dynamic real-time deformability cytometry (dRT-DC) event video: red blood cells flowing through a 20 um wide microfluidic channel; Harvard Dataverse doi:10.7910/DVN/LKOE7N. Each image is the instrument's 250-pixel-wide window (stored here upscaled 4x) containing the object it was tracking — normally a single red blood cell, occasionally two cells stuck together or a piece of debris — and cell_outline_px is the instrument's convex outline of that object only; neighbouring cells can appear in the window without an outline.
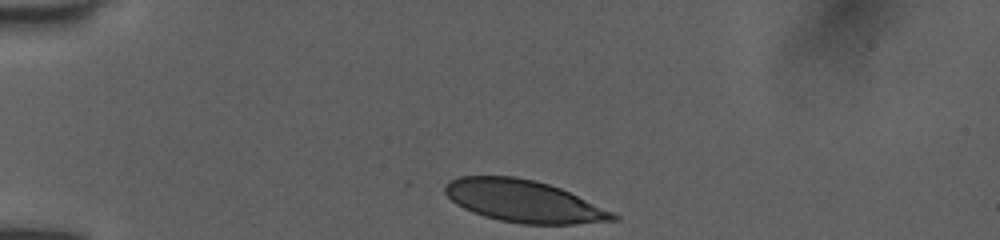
{"species": "human", "species_latin": "Homo sapiens", "temperature_condition": "room temperature", "stored_images_in_passage": 33, "camera_frame_rate_fps": 3000, "um_per_image_px": 0.085, "donor": {"sex": "female"}, "frame": {"image": 1, "passage_image": 1, "time_ms": 0.0, "image_size_px": [1000, 240], "cell_outline_px": [[620, 220], [576, 224], [520, 224], [500, 220], [484, 216], [472, 212], [456, 204], [444, 192], [444, 184], [460, 176], [512, 176], [536, 180], [560, 188], [612, 212], [620, 216]], "centroid_in_image_um": [44.5, 17.1], "position_along_channel_um": 40.5, "area_um2": 41.04}}
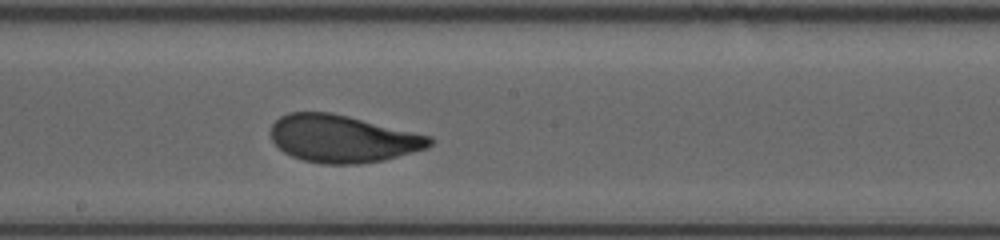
{"frame": {"image": 2, "passage_image": 18, "time_ms": 5.667, "image_size_px": [1000, 240], "cell_outline_px": [[432, 144], [428, 148], [384, 160], [360, 164], [320, 164], [304, 160], [292, 156], [284, 152], [272, 140], [268, 132], [272, 124], [280, 116], [288, 112], [328, 112], [348, 116], [432, 136]], "centroid_in_image_um": [29.1, 11.79], "position_along_channel_um": 219.1, "area_um2": 44.04}}
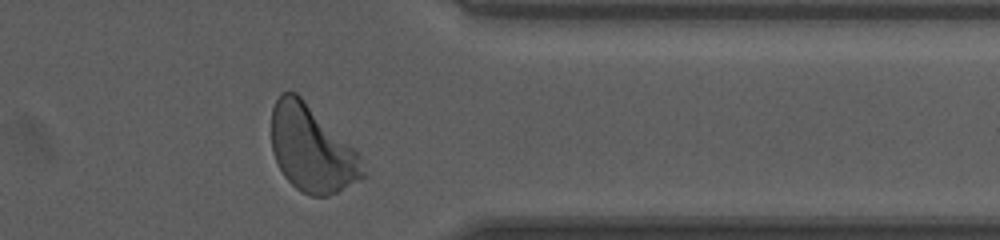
{"frame": {"image": 3, "passage_image": 31, "time_ms": 10.0, "image_size_px": [1000, 240], "cell_outline_px": [[364, 176], [360, 180], [328, 196], [312, 196], [300, 192], [284, 176], [272, 152], [272, 108], [280, 92], [296, 92], [356, 152], [364, 172]], "centroid_in_image_um": [26.44, 12.67], "position_along_channel_um": 385.0, "area_um2": 44.91}, "authors_computed_cell_mechanics": {"area_um2": 44.2748, "velocity_mm_per_s": 3.9757, "shape_relaxation_time_tau1_ms": 2.9837, "shape_relaxation_time_tau2_ms": null, "deformation_change_tau1": 0.1596, "deformation_change_tau2": null}}